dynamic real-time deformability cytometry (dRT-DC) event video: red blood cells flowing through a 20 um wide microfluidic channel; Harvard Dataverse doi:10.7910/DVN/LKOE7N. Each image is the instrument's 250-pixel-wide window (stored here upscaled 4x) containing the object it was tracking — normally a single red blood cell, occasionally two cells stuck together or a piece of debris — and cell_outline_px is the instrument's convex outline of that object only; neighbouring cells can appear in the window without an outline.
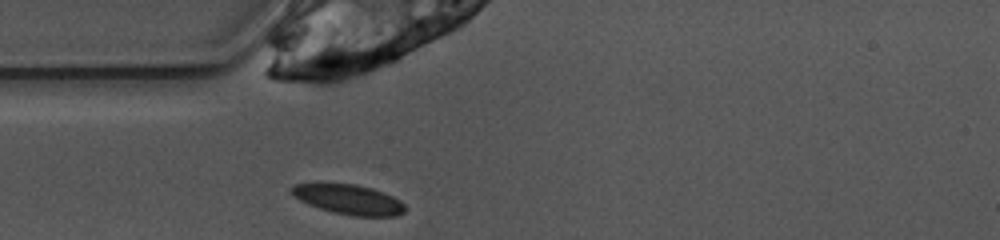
{"species": "common noctule bat (a hibernating species)", "species_latin": "Nyctalus noctula", "temperature_condition": "warm", "stored_images_in_passage": 38, "camera_frame_rate_fps": 3000, "um_per_image_px": 0.085, "animal": {"sex": "female", "body_mass_g": 10.0, "forearm_length_mm": 53.1}, "frame": {"image": 1, "passage_image": 1, "time_ms": 0.0, "image_size_px": [1000, 240], "cell_outline_px": [[404, 212], [396, 216], [352, 216], [320, 208], [308, 204], [300, 200], [288, 192], [288, 188], [292, 184], [316, 180], [356, 184], [372, 188], [384, 192], [400, 200], [404, 204]], "centroid_in_image_um": [29.51, 16.88], "position_along_channel_um": 55.5, "area_um2": 20.58}}
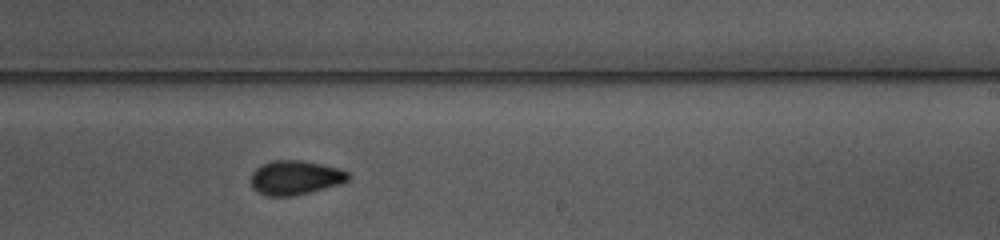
{"frame": {"image": 2, "passage_image": 17, "time_ms": 5.333, "image_size_px": [1000, 240], "cell_outline_px": [[352, 176], [348, 180], [340, 184], [292, 196], [264, 196], [256, 192], [252, 188], [252, 172], [260, 164], [272, 160], [300, 160], [340, 168], [348, 172]], "centroid_in_image_um": [25.08, 15.09], "position_along_channel_um": 263.9, "area_um2": 19.54}}
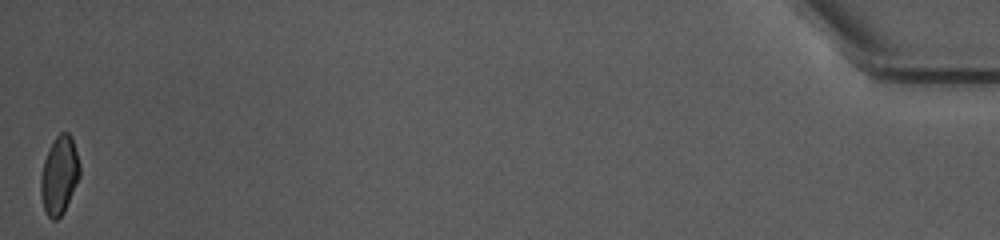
{"frame": {"image": 3, "passage_image": 38, "time_ms": 12.333, "image_size_px": [1000, 240], "cell_outline_px": [[80, 176], [64, 212], [56, 220], [52, 220], [44, 212], [40, 196], [40, 176], [44, 160], [56, 136], [60, 132], [68, 132], [72, 136], [80, 164]], "centroid_in_image_um": [5.03, 14.92], "position_along_channel_um": 430.2, "area_um2": 17.92}, "authors_computed_cell_mechanics": {"area_um2": 19.3052, "velocity_mm_per_s": 3.914, "shape_relaxation_time_tau1_ms": 4.8496, "shape_relaxation_time_tau2_ms": 4.099, "deformation_change_tau1": 0.1494, "deformation_change_tau2": 0.0326}}